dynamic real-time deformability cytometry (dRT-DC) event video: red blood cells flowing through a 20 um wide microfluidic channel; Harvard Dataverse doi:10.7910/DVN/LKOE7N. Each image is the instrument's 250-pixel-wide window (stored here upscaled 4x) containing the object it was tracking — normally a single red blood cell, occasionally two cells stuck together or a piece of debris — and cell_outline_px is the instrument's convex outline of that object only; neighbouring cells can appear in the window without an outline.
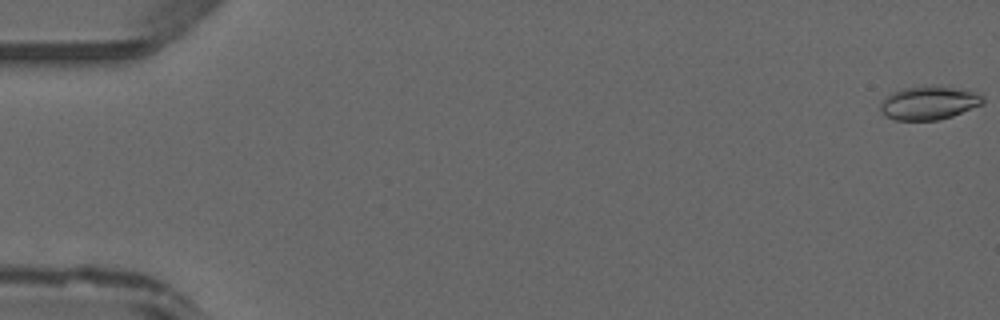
{"species": "common noctule bat (a hibernating species)", "species_latin": "Nyctalus noctula", "temperature_condition": "warm", "stored_images_in_passage": 48, "camera_frame_rate_fps": 3000, "um_per_image_px": 0.085, "animal": {"sex": "male", "forearm_length_mm": 52.5}, "frame": {"image": 1, "passage_image": 1, "time_ms": 0.0, "image_size_px": [1000, 320], "cell_outline_px": [[984, 104], [952, 116], [936, 120], [896, 120], [884, 116], [880, 112], [880, 104], [892, 92], [904, 88], [932, 84], [972, 92], [984, 96]], "centroid_in_image_um": [78.94, 8.75], "position_along_channel_um": 6.1, "area_um2": 20.0}}
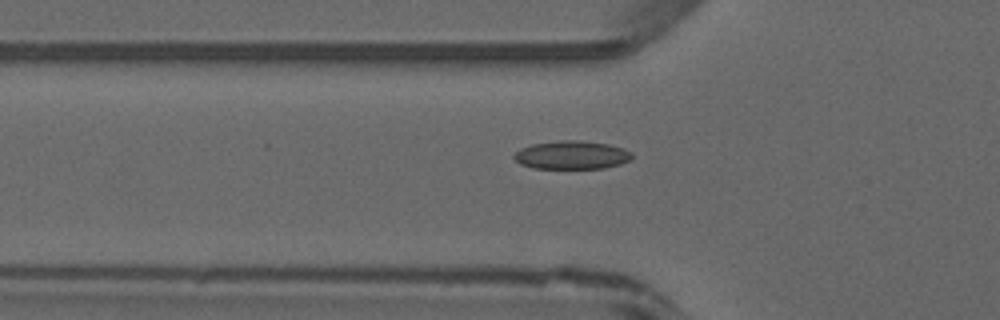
{"frame": {"image": 2, "passage_image": 17, "time_ms": 5.333, "image_size_px": [1000, 320], "cell_outline_px": [[632, 156], [628, 160], [620, 164], [604, 168], [532, 168], [520, 164], [512, 156], [520, 148], [532, 144], [560, 140], [576, 140], [608, 144], [624, 148], [632, 152]], "centroid_in_image_um": [48.58, 13.17], "position_along_channel_um": 77.2, "area_um2": 19.42}}
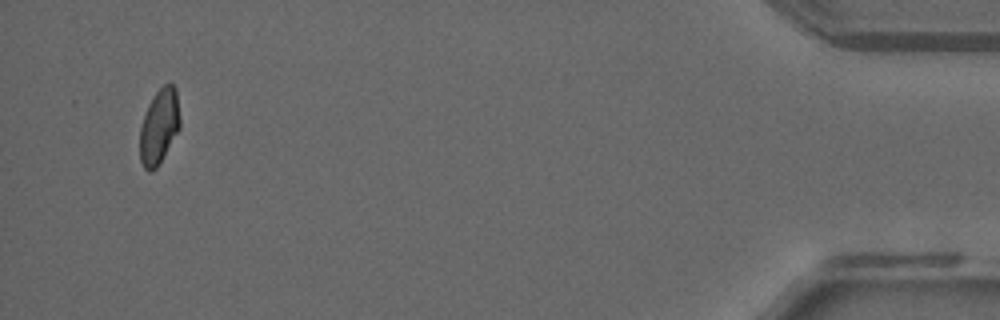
{"frame": {"image": 3, "passage_image": 46, "time_ms": 15.0, "image_size_px": [1000, 320], "cell_outline_px": [[180, 128], [156, 168], [152, 172], [148, 172], [144, 168], [140, 160], [140, 128], [148, 104], [152, 96], [164, 84], [172, 84], [176, 88], [180, 120]], "centroid_in_image_um": [13.52, 10.75], "position_along_channel_um": 421.7, "area_um2": 17.46}}